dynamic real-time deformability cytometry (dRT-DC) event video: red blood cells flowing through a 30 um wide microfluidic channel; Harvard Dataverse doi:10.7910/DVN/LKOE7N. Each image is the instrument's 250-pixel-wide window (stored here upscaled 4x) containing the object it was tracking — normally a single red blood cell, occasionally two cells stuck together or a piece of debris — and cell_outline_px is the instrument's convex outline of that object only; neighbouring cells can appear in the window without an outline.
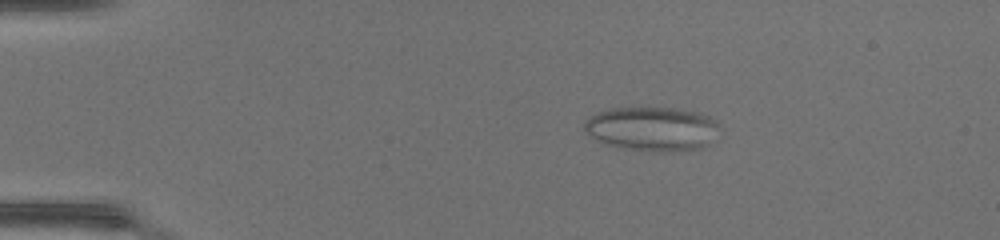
{"species": "common noctule bat (a hibernating species)", "species_latin": "Nyctalus noctula", "temperature_condition": "warm", "stored_images_in_passage": 47, "camera_frame_rate_fps": 3000, "um_per_image_px": 0.085, "animal": {"sex": "female", "body_mass_g": 17.0, "forearm_length_mm": 48.0}, "frame": {"image": 1, "passage_image": 9, "time_ms": 2.667, "image_size_px": [1000, 240], "cell_outline_px": [[720, 124], [708, 144], [700, 148], [668, 152], [652, 152], [620, 148], [604, 144], [596, 140], [584, 132], [584, 124], [596, 112], [612, 108], [672, 108], [700, 112], [716, 120]], "centroid_in_image_um": [55.4, 10.96], "position_along_channel_um": 29.6, "area_um2": 34.91}}
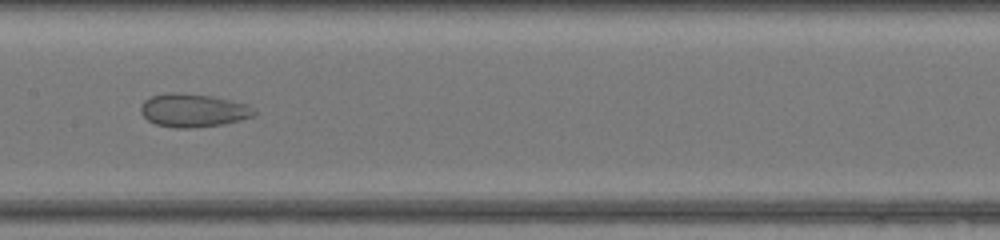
{"frame": {"image": 2, "passage_image": 25, "time_ms": 8.0, "image_size_px": [1000, 240], "cell_outline_px": [[256, 116], [224, 124], [192, 128], [176, 128], [156, 124], [148, 120], [140, 112], [140, 108], [144, 100], [152, 96], [172, 92], [176, 92], [212, 96], [248, 104], [256, 108]], "centroid_in_image_um": [16.47, 9.38], "position_along_channel_um": 190.9, "area_um2": 22.14}}
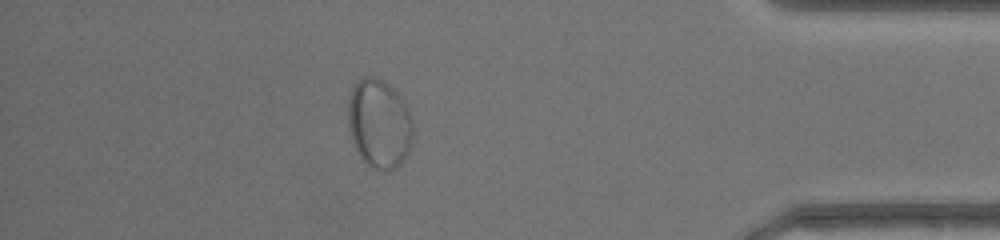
{"frame": {"image": 3, "passage_image": 42, "time_ms": 13.667, "image_size_px": [1000, 240], "cell_outline_px": [[412, 136], [408, 152], [400, 164], [396, 168], [388, 172], [384, 172], [368, 164], [360, 156], [352, 140], [348, 128], [348, 100], [352, 88], [364, 76], [376, 76], [388, 84], [400, 96], [408, 112], [412, 124]], "centroid_in_image_um": [32.21, 10.52], "position_along_channel_um": 403.0, "area_um2": 33.41}}